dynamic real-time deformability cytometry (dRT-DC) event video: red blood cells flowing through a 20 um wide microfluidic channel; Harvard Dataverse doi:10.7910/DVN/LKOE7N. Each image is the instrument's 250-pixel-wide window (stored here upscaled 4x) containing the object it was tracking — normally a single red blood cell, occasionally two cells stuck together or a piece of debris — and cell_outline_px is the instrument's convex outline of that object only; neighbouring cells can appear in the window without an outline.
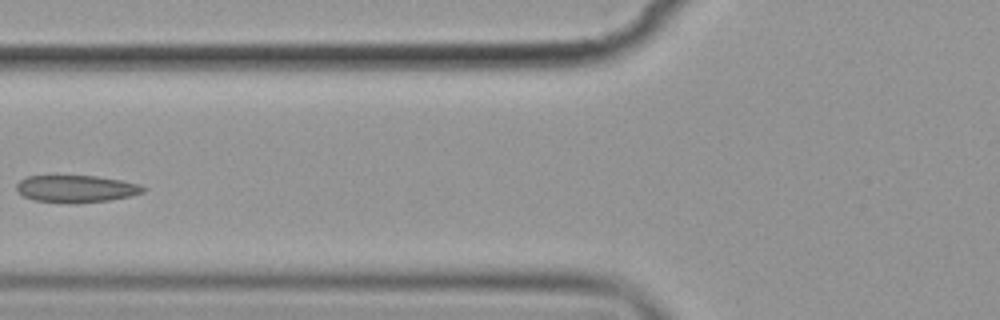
{"species": "common noctule bat (a hibernating species)", "species_latin": "Nyctalus noctula", "temperature_condition": "cold", "stored_images_in_passage": 10, "camera_frame_rate_fps": 3000, "um_per_image_px": 0.085, "animal": {"sex": "female", "body_mass_g": 19.9}, "frame": {"image": 1, "passage_image": 6, "time_ms": 7.0, "image_size_px": [1000, 320], "cell_outline_px": [[148, 188], [144, 192], [132, 196], [108, 200], [72, 204], [68, 204], [36, 200], [24, 196], [16, 192], [16, 184], [24, 176], [56, 172], [96, 176], [120, 180], [140, 184]], "centroid_in_image_um": [6.4, 15.99], "position_along_channel_um": 119.4, "area_um2": 21.33}}
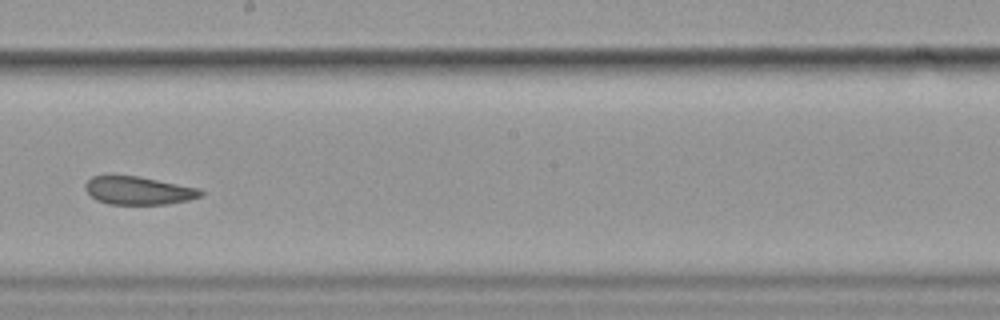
{"frame": {"image": 2, "passage_image": 9, "time_ms": 10.333, "image_size_px": [1000, 320], "cell_outline_px": [[204, 192], [200, 196], [188, 200], [168, 204], [108, 204], [96, 200], [84, 188], [84, 184], [92, 176], [108, 172], [140, 176], [200, 188]], "centroid_in_image_um": [11.7, 16.15], "position_along_channel_um": 236.5, "area_um2": 19.59}}
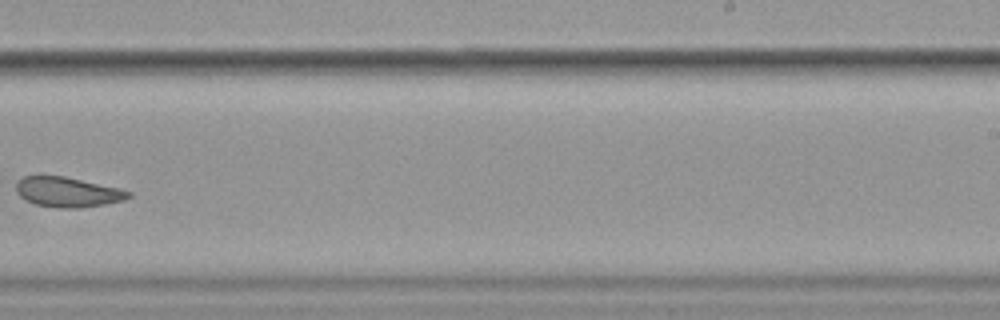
{"frame": {"image": 3, "passage_image": 10, "time_ms": 11.667, "image_size_px": [1000, 320], "cell_outline_px": [[132, 196], [124, 200], [104, 204], [76, 208], [56, 208], [36, 204], [24, 200], [16, 192], [16, 184], [24, 176], [64, 176], [120, 188], [132, 192]], "centroid_in_image_um": [5.76, 16.33], "position_along_channel_um": 283.2, "area_um2": 19.59}}